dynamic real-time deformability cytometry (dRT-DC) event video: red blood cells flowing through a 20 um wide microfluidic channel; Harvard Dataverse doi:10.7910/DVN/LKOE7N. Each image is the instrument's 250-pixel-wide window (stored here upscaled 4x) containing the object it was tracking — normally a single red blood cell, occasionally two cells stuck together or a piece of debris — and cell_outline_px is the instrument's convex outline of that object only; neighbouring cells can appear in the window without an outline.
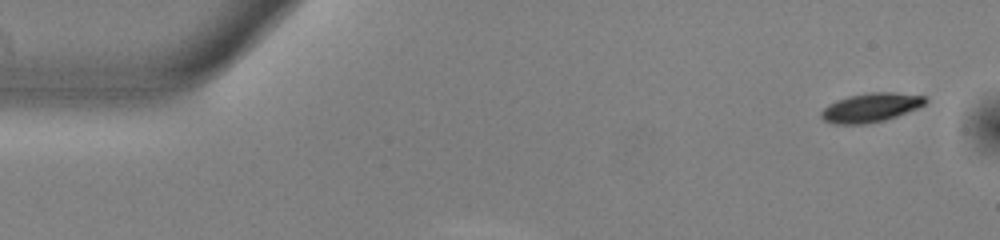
{"species": "common noctule bat (a hibernating species)", "species_latin": "Nyctalus noctula", "temperature_condition": "warm", "stored_images_in_passage": 8, "camera_frame_rate_fps": 3000, "um_per_image_px": 0.085, "animal": {"sex": "male", "body_mass_g": 13.0, "forearm_length_mm": 53.1}, "frame": {"image": 1, "passage_image": 1, "time_ms": 0.0, "image_size_px": [1000, 240], "cell_outline_px": [[928, 100], [924, 104], [916, 108], [896, 116], [884, 120], [864, 124], [832, 124], [824, 120], [820, 116], [820, 112], [828, 104], [836, 100], [848, 96], [872, 92], [892, 92], [924, 96]], "centroid_in_image_um": [73.97, 9.14], "position_along_channel_um": 11.0, "area_um2": 17.46}}